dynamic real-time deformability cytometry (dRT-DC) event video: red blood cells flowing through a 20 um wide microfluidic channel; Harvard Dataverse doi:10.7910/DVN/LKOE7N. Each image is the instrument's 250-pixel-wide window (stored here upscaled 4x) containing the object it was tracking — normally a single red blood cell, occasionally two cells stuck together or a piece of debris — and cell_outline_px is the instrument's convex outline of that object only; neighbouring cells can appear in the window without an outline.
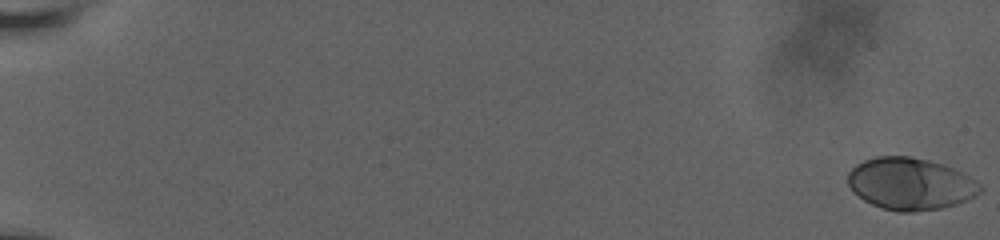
{"species": "human", "species_latin": "Homo sapiens", "temperature_condition": "room temperature", "stored_images_in_passage": 61, "camera_frame_rate_fps": 3000, "um_per_image_px": 0.085, "donor": {"sex": "male"}, "frame": {"image": 1, "passage_image": 1, "time_ms": 0.0, "image_size_px": [1000, 240], "cell_outline_px": [[984, 192], [968, 200], [956, 204], [940, 208], [912, 212], [896, 212], [872, 204], [864, 200], [848, 184], [848, 172], [856, 164], [864, 160], [876, 156], [908, 156], [928, 160], [952, 168], [968, 176], [980, 184], [984, 188]], "centroid_in_image_um": [77.41, 15.63], "position_along_channel_um": 7.6, "area_um2": 39.94}}
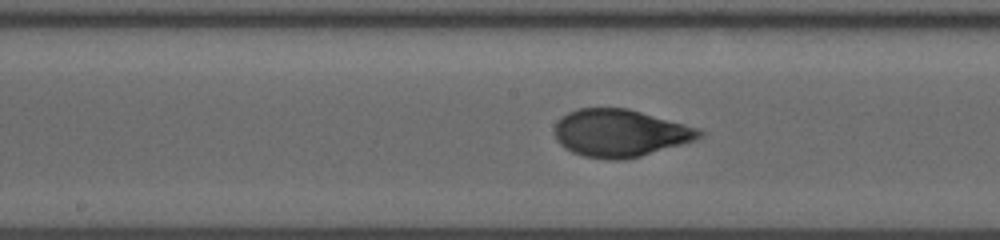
{"frame": {"image": 2, "passage_image": 35, "time_ms": 11.333, "image_size_px": [1000, 240], "cell_outline_px": [[704, 132], [700, 136], [692, 140], [680, 144], [640, 156], [624, 160], [608, 160], [584, 156], [572, 152], [564, 148], [556, 140], [556, 124], [560, 116], [576, 108], [628, 108], [684, 124], [696, 128]], "centroid_in_image_um": [52.64, 11.31], "position_along_channel_um": 195.6, "area_um2": 39.65}}
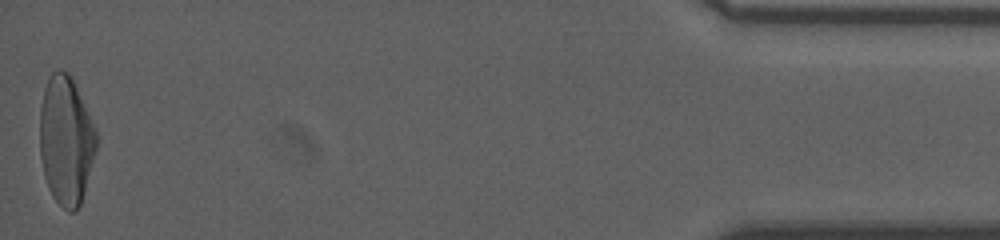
{"frame": {"image": 3, "passage_image": 61, "time_ms": 20.0, "image_size_px": [1000, 240], "cell_outline_px": [[96, 148], [80, 204], [72, 212], [68, 212], [52, 196], [48, 188], [44, 176], [40, 156], [40, 108], [44, 88], [52, 72], [60, 68], [68, 72], [76, 88], [96, 132]], "centroid_in_image_um": [5.57, 11.93], "position_along_channel_um": 429.6, "area_um2": 41.62}, "authors_computed_cell_mechanics": {"area_um2": 39.6508, "velocity_mm_per_s": 3.6473, "shape_relaxation_time_tau1_ms": 4.3448, "shape_relaxation_time_tau2_ms": null, "deformation_change_tau1": 0.2055, "deformation_change_tau2": null}}